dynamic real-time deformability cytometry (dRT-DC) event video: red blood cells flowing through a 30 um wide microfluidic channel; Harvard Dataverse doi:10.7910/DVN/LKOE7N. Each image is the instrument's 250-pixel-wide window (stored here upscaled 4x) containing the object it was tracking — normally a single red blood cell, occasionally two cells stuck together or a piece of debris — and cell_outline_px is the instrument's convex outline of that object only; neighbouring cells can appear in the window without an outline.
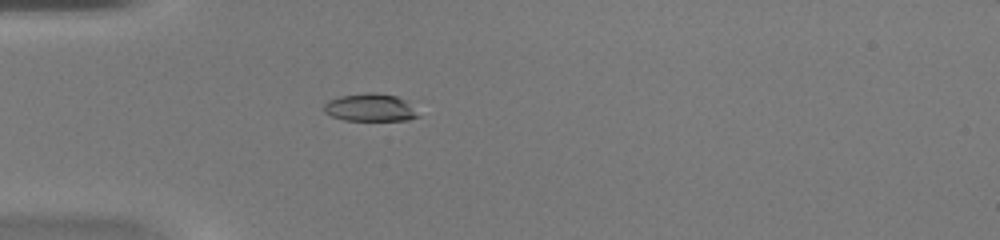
{"species": "common noctule bat (a hibernating species)", "species_latin": "Nyctalus noctula", "temperature_condition": "warm", "stored_images_in_passage": 36, "camera_frame_rate_fps": 3000, "um_per_image_px": 0.085, "animal": {"sex": "female", "body_mass_g": 20.0, "forearm_length_mm": 54.0}, "frame": {"image": 1, "passage_image": 2, "time_ms": 0.333, "image_size_px": [1000, 240], "cell_outline_px": [[420, 116], [408, 120], [344, 120], [332, 116], [324, 112], [324, 104], [328, 100], [340, 96], [368, 92], [372, 92], [396, 96], [404, 100]], "centroid_in_image_um": [31.42, 9.14], "position_along_channel_um": 53.6, "area_um2": 14.97}}
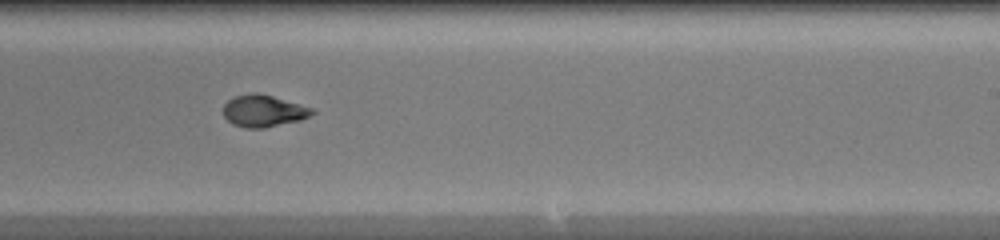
{"frame": {"image": 2, "passage_image": 18, "time_ms": 5.667, "image_size_px": [1000, 240], "cell_outline_px": [[316, 112], [300, 120], [264, 128], [244, 128], [232, 124], [224, 116], [224, 104], [228, 100], [236, 96], [248, 92], [256, 92], [272, 96], [300, 104], [312, 108]], "centroid_in_image_um": [22.37, 9.42], "position_along_channel_um": 266.6, "area_um2": 16.47}}
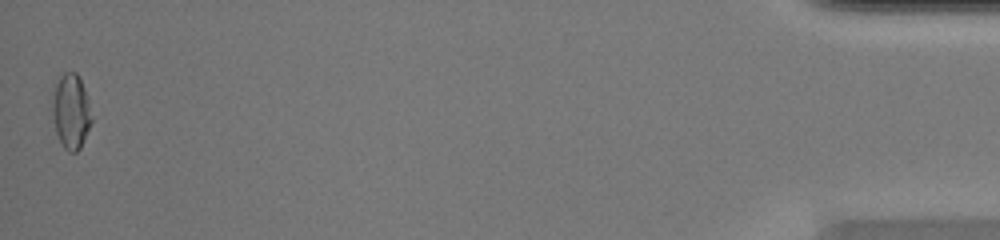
{"frame": {"image": 3, "passage_image": 36, "time_ms": 11.667, "image_size_px": [1000, 240], "cell_outline_px": [[92, 120], [80, 148], [76, 152], [68, 152], [64, 148], [56, 132], [52, 112], [52, 100], [56, 84], [60, 76], [64, 72], [76, 72], [84, 88], [88, 100], [92, 116]], "centroid_in_image_um": [6.03, 9.47], "position_along_channel_um": 429.2, "area_um2": 16.88}, "authors_computed_cell_mechanics": {"area_um2": 16.3285, "velocity_mm_per_s": 4.2236, "shape_relaxation_time_tau1_ms": null, "shape_relaxation_time_tau2_ms": 1.0647, "deformation_change_tau1": null, "deformation_change_tau2": 0.0594}}